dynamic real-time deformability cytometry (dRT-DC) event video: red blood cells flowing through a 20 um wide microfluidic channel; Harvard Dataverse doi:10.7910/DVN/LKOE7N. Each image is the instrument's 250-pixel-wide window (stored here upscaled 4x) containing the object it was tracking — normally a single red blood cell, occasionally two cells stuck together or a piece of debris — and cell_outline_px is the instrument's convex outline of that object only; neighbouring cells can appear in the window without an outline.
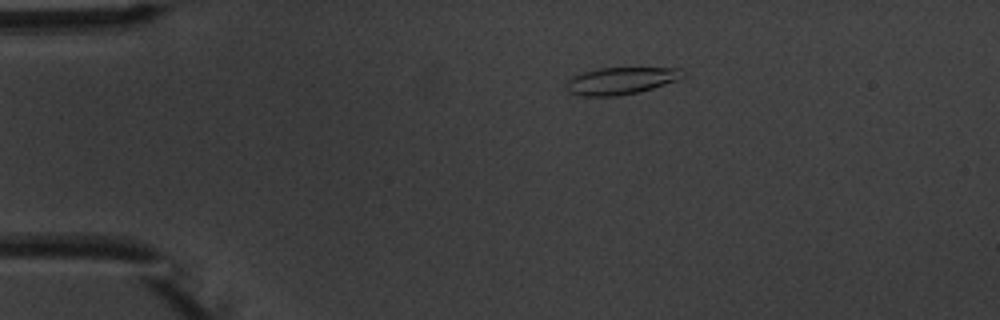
{"species": "common noctule bat (a hibernating species)", "species_latin": "Nyctalus noctula", "temperature_condition": "warm", "stored_images_in_passage": 4, "camera_frame_rate_fps": 3000, "um_per_image_px": 0.085, "animal": {"sex": "male", "body_mass_g": 20.1, "forearm_length_mm": 53.5}, "frame": {"image": 1, "passage_image": 2, "time_ms": 1.333, "image_size_px": [1000, 320], "cell_outline_px": [[684, 76], [676, 80], [640, 92], [616, 96], [580, 96], [568, 92], [564, 84], [572, 76], [584, 72], [600, 68], [684, 68]], "centroid_in_image_um": [52.74, 6.87], "position_along_channel_um": 32.3, "area_um2": 18.44}}
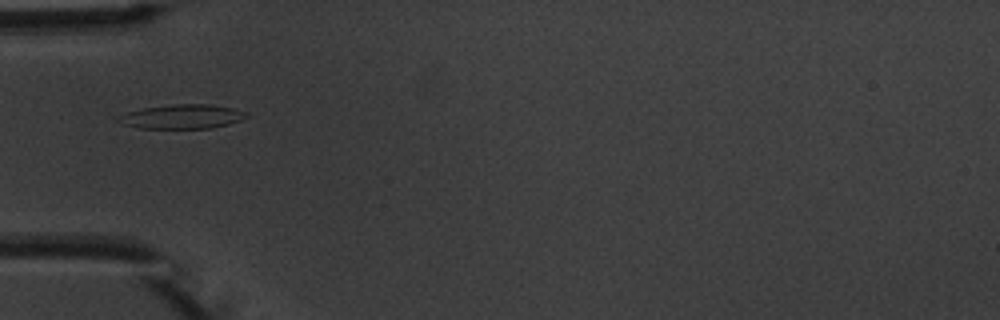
{"frame": {"image": 2, "passage_image": 4, "time_ms": 3.667, "image_size_px": [1000, 320], "cell_outline_px": [[248, 116], [240, 120], [228, 124], [212, 128], [136, 128], [120, 124], [116, 120], [116, 116], [128, 112], [144, 108], [172, 104], [208, 104], [232, 108], [248, 112]], "centroid_in_image_um": [15.43, 9.91], "position_along_channel_um": 69.6, "area_um2": 18.15}}